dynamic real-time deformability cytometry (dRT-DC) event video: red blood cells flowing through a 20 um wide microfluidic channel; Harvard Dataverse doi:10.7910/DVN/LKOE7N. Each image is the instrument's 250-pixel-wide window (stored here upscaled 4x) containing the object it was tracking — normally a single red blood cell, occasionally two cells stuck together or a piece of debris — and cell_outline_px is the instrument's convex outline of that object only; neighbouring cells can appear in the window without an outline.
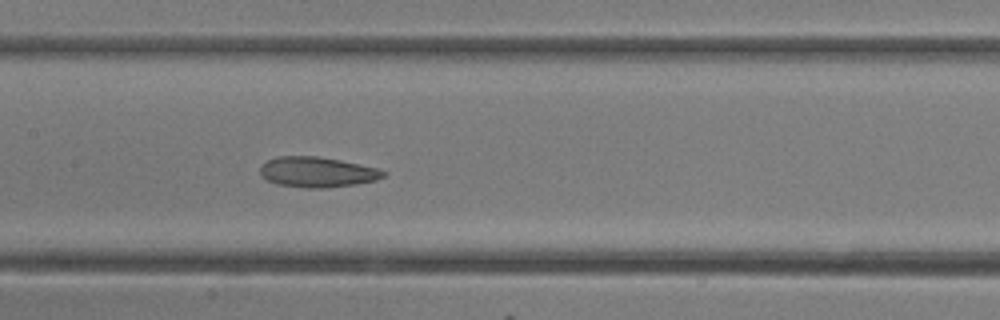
{"species": "common noctule bat (a hibernating species)", "species_latin": "Nyctalus noctula", "temperature_condition": "room temperature", "stored_images_in_passage": 13, "camera_frame_rate_fps": 3000, "um_per_image_px": 0.085, "animal": {"sex": "female"}, "frame": {"image": 1, "passage_image": 13, "time_ms": 4.0, "image_size_px": [1000, 320], "cell_outline_px": [[388, 172], [384, 176], [376, 180], [356, 184], [324, 188], [304, 188], [276, 184], [260, 176], [260, 168], [268, 160], [276, 156], [316, 156], [340, 160], [380, 168]], "centroid_in_image_um": [26.98, 14.63], "position_along_channel_um": 180.4, "area_um2": 21.91}}